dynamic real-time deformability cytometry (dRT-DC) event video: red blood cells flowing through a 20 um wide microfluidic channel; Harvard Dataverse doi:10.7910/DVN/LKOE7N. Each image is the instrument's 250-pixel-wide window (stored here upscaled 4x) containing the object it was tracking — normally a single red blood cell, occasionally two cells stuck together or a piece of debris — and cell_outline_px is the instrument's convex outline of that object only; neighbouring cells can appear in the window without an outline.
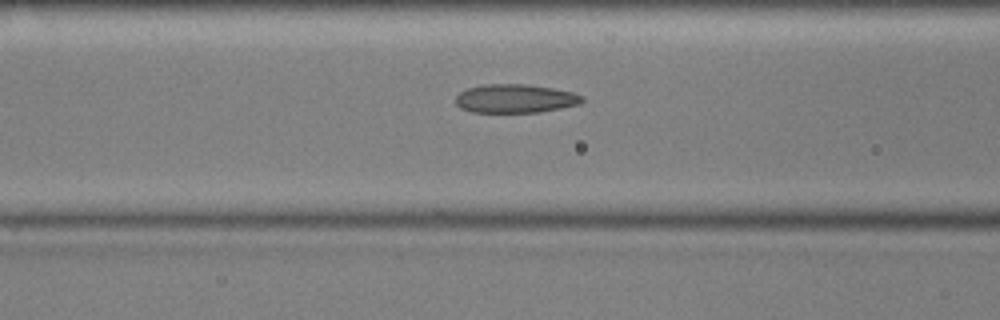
{"species": "common noctule bat (a hibernating species)", "species_latin": "Nyctalus noctula", "temperature_condition": "cold", "stored_images_in_passage": 55, "camera_frame_rate_fps": 3000, "um_per_image_px": 0.085, "animal": {"sex": "male", "body_mass_g": 17.9, "forearm_length_mm": 54.2}, "frame": {"image": 1, "passage_image": 21, "time_ms": 6.667, "image_size_px": [1000, 320], "cell_outline_px": [[584, 100], [580, 104], [560, 108], [536, 112], [472, 112], [460, 108], [456, 104], [456, 96], [460, 92], [468, 88], [484, 84], [524, 84], [552, 88], [572, 92], [584, 96]], "centroid_in_image_um": [43.79, 8.37], "position_along_channel_um": 122.8, "area_um2": 21.04}}
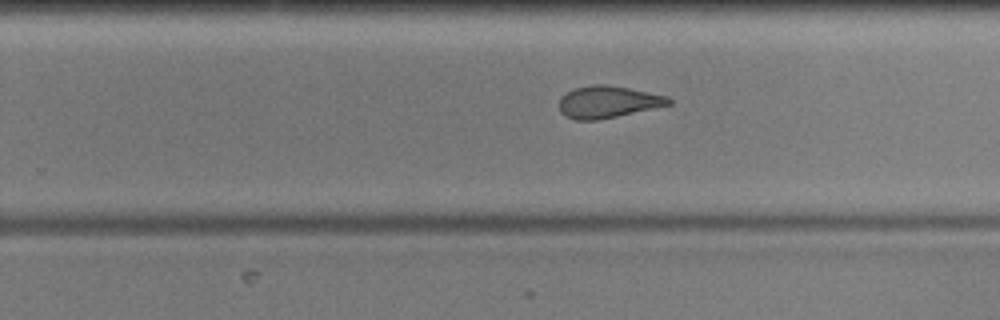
{"frame": {"image": 2, "passage_image": 34, "time_ms": 11.0, "image_size_px": [1000, 320], "cell_outline_px": [[672, 104], [616, 116], [596, 120], [576, 120], [564, 116], [560, 112], [560, 96], [572, 88], [592, 84], [608, 84], [668, 96], [672, 100]], "centroid_in_image_um": [51.63, 8.65], "position_along_channel_um": 278.2, "area_um2": 20.46}}
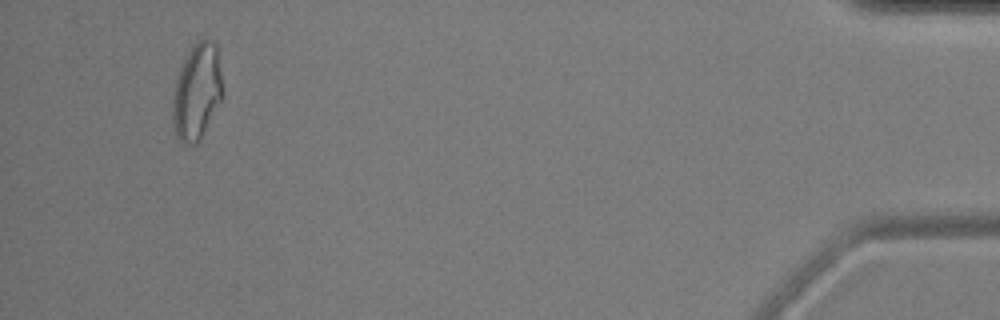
{"frame": {"image": 3, "passage_image": 52, "time_ms": 17.0, "image_size_px": [1000, 320], "cell_outline_px": [[224, 96], [200, 140], [196, 144], [184, 144], [176, 136], [172, 116], [172, 100], [176, 80], [184, 56], [196, 40], [204, 36], [212, 40], [216, 44]], "centroid_in_image_um": [16.74, 7.76], "position_along_channel_um": 418.5, "area_um2": 28.44}, "authors_computed_cell_mechanics": {"area_um2": 22.3108, "velocity_mm_per_s": 3.5876, "shape_relaxation_time_tau1_ms": 7.9234, "shape_relaxation_time_tau2_ms": 2.6876, "deformation_change_tau1": 0.1645, "deformation_change_tau2": 0.1046}}